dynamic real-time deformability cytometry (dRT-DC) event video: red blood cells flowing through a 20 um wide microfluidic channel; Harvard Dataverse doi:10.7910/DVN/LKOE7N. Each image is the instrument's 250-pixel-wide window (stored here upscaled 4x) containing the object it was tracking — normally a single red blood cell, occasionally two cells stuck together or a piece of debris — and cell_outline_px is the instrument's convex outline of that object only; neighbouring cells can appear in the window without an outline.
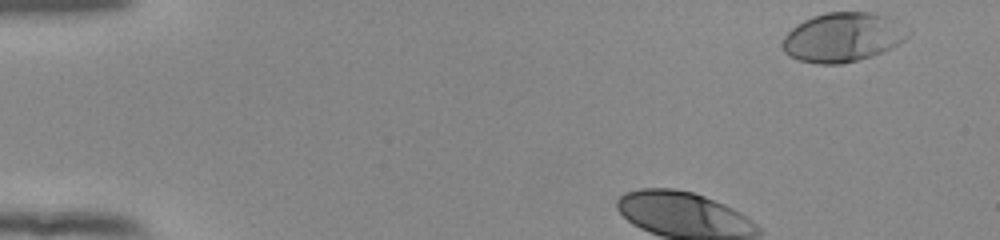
{"species": "human", "species_latin": "Homo sapiens", "temperature_condition": "room temperature", "stored_images_in_passage": 39, "camera_frame_rate_fps": 3000, "um_per_image_px": 0.085, "donor": {"sex": "female"}, "frame": {"image": 1, "passage_image": 1, "time_ms": 0.0, "image_size_px": [1000, 240], "cell_outline_px": [[912, 32], [904, 40], [892, 48], [856, 60], [840, 64], [816, 64], [800, 60], [788, 56], [784, 52], [780, 44], [784, 36], [796, 24], [812, 16], [828, 12], [868, 12], [888, 16], [896, 20]], "centroid_in_image_um": [71.61, 3.16], "position_along_channel_um": 13.4, "area_um2": 36.13}}
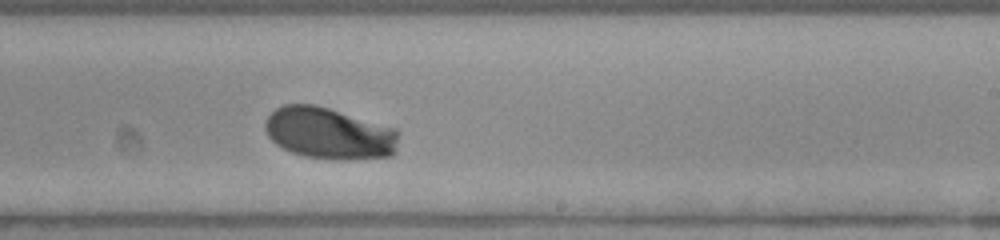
{"frame": {"image": 2, "passage_image": 26, "time_ms": 8.333, "image_size_px": [1000, 240], "cell_outline_px": [[400, 132], [396, 152], [392, 156], [348, 160], [336, 160], [304, 156], [292, 152], [276, 144], [268, 136], [264, 128], [264, 120], [276, 108], [284, 104], [312, 104], [328, 108], [396, 128]], "centroid_in_image_um": [28.0, 11.34], "position_along_channel_um": 261.0, "area_um2": 40.52}}
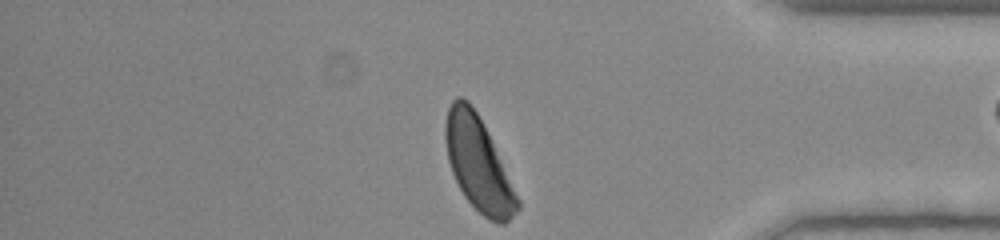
{"frame": {"image": 3, "passage_image": 38, "time_ms": 12.333, "image_size_px": [1000, 240], "cell_outline_px": [[520, 208], [504, 224], [500, 224], [488, 220], [464, 196], [452, 172], [448, 160], [444, 136], [444, 128], [448, 108], [452, 100], [456, 96], [460, 96], [468, 100], [476, 112], [520, 200]], "centroid_in_image_um": [40.62, 13.95], "position_along_channel_um": 394.6, "area_um2": 38.38}}